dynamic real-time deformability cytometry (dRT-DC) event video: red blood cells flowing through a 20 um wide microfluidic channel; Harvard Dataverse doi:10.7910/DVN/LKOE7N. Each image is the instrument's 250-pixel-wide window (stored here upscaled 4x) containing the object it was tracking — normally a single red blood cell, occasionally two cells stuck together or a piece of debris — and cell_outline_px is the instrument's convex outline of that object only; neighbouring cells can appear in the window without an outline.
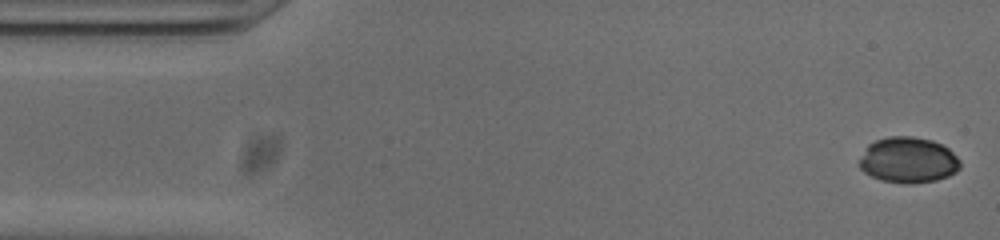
{"species": "common noctule bat (a hibernating species)", "species_latin": "Nyctalus noctula", "temperature_condition": "cold", "stored_images_in_passage": 51, "camera_frame_rate_fps": 3000, "um_per_image_px": 0.085, "animal": {"sex": "male", "body_mass_g": 20.0, "forearm_length_mm": 53.3}, "frame": {"image": 1, "passage_image": 1, "time_ms": 0.0, "image_size_px": [1000, 240], "cell_outline_px": [[960, 168], [956, 172], [948, 176], [936, 180], [912, 184], [904, 184], [880, 180], [864, 172], [860, 168], [860, 160], [868, 144], [876, 140], [888, 136], [912, 136], [932, 140], [948, 148], [960, 160]], "centroid_in_image_um": [77.21, 13.61], "position_along_channel_um": 7.8, "area_um2": 26.93}}
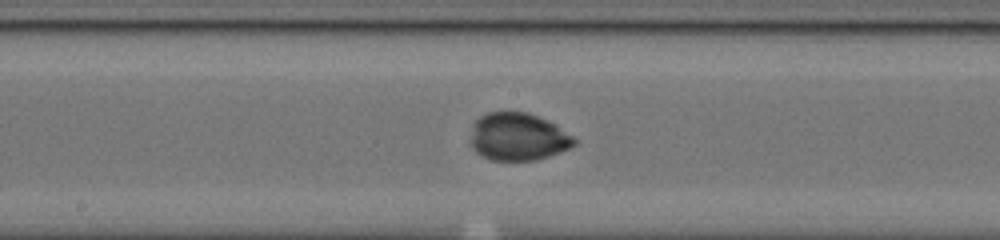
{"frame": {"image": 2, "passage_image": 25, "time_ms": 8.0, "image_size_px": [1000, 240], "cell_outline_px": [[576, 144], [560, 152], [536, 160], [492, 160], [480, 156], [472, 148], [472, 136], [476, 120], [480, 116], [488, 112], [528, 112], [552, 124], [572, 136], [576, 140]], "centroid_in_image_um": [44.01, 11.64], "position_along_channel_um": 204.2, "area_um2": 28.21}}
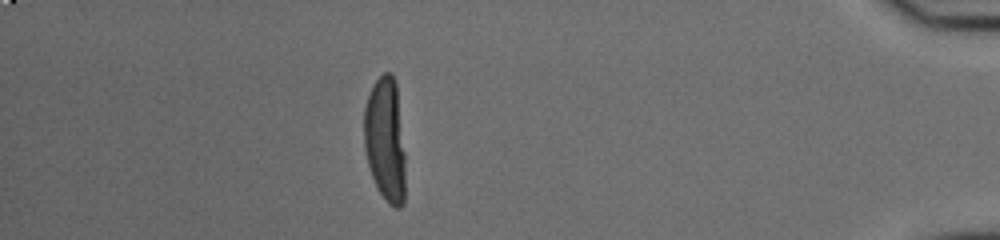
{"frame": {"image": 3, "passage_image": 45, "time_ms": 14.667, "image_size_px": [1000, 240], "cell_outline_px": [[404, 204], [400, 208], [396, 208], [388, 204], [376, 188], [368, 164], [364, 148], [364, 108], [368, 96], [376, 80], [384, 72], [392, 72], [396, 84], [404, 152]], "centroid_in_image_um": [32.74, 11.91], "position_along_channel_um": 402.5, "area_um2": 29.88}, "authors_computed_cell_mechanics": {"area_um2": 28.9, "velocity_mm_per_s": 3.8284, "shape_relaxation_time_tau1_ms": 11.2008, "shape_relaxation_time_tau2_ms": 1.2096, "deformation_change_tau1": 0.1591, "deformation_change_tau2": 0.0338}}